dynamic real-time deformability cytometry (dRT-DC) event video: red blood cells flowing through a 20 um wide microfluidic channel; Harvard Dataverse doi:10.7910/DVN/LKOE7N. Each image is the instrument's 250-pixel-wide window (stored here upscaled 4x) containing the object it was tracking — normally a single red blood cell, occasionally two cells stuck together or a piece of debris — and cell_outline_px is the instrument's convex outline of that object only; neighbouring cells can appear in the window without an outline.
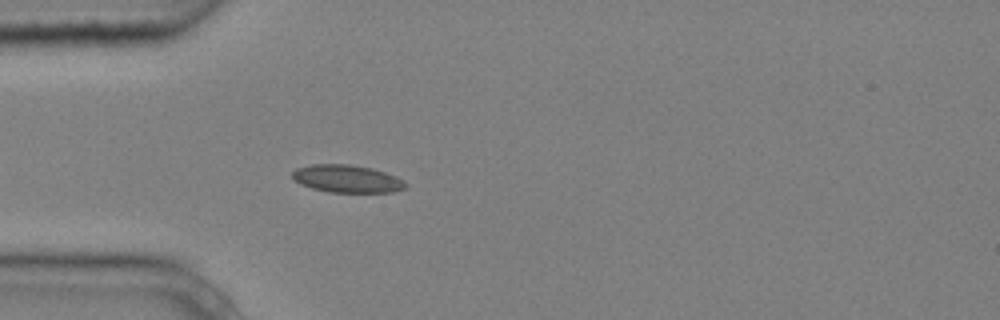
{"species": "common noctule bat (a hibernating species)", "species_latin": "Nyctalus noctula", "temperature_condition": "cold", "stored_images_in_passage": 4, "camera_frame_rate_fps": 3000, "um_per_image_px": 0.085, "animal": {"sex": "male", "body_mass_g": 20.4}, "frame": {"image": 1, "passage_image": 4, "time_ms": 1.0, "image_size_px": [1000, 320], "cell_outline_px": [[408, 184], [404, 188], [392, 192], [328, 192], [312, 188], [300, 184], [292, 180], [292, 172], [296, 168], [312, 164], [348, 164], [372, 168], [396, 176], [404, 180]], "centroid_in_image_um": [29.47, 15.19], "position_along_channel_um": 55.5, "area_um2": 18.32}}